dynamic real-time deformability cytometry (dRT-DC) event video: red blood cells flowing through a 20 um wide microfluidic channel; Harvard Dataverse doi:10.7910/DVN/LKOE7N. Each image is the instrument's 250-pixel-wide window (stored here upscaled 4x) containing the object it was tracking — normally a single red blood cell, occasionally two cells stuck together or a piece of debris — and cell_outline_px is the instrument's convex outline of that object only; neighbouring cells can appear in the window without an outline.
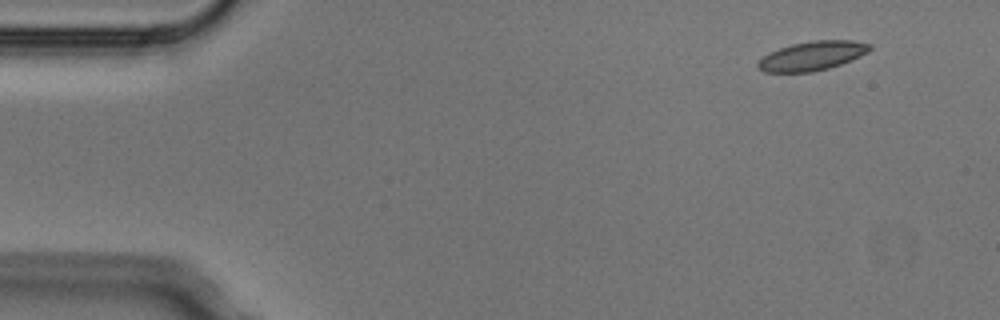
{"species": "Egyptian fruit bat (a non-hibernating species)", "species_latin": "Rousettus aegyptiacus", "temperature_condition": "cold", "stored_images_in_passage": 1, "camera_frame_rate_fps": 3000, "um_per_image_px": 0.085, "animal": {"sex": "male"}, "frame": {"image": 1, "passage_image": 1, "time_ms": 0.0, "image_size_px": [1000, 320], "cell_outline_px": [[872, 48], [868, 52], [860, 56], [840, 64], [828, 68], [812, 72], [764, 72], [756, 68], [756, 64], [768, 52], [792, 44], [812, 40], [852, 40], [872, 44]], "centroid_in_image_um": [69.03, 4.74], "position_along_channel_um": 16.0, "area_um2": 19.02}}